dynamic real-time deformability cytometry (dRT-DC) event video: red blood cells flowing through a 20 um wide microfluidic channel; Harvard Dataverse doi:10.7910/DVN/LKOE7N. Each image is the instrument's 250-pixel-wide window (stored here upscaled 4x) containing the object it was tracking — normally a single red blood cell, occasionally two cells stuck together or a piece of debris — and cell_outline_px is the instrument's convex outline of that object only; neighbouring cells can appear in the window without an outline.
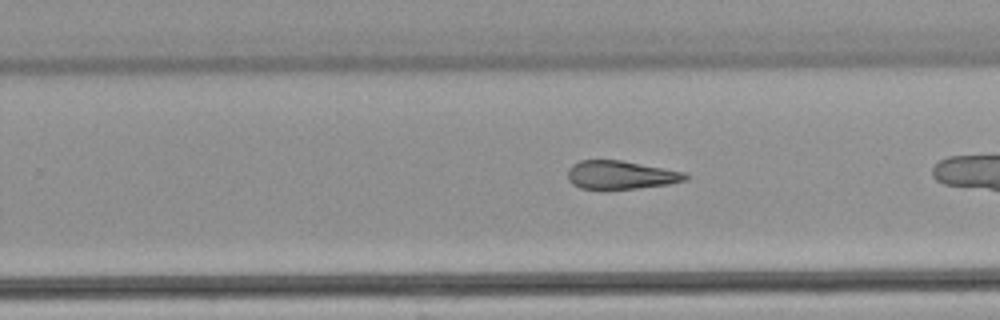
{"species": "common noctule bat (a hibernating species)", "species_latin": "Nyctalus noctula", "temperature_condition": "warm", "stored_images_in_passage": 21, "camera_frame_rate_fps": 3000, "um_per_image_px": 0.085, "animal": {"sex": "male", "body_mass_g": 21.5, "forearm_length_mm": 52.0}, "frame": {"image": 1, "passage_image": 18, "time_ms": 5.667, "image_size_px": [1000, 320], "cell_outline_px": [[688, 180], [668, 184], [604, 192], [580, 188], [572, 184], [568, 180], [568, 168], [572, 164], [580, 160], [620, 160], [684, 172], [688, 176]], "centroid_in_image_um": [52.69, 14.91], "position_along_channel_um": 277.1, "area_um2": 20.0}}